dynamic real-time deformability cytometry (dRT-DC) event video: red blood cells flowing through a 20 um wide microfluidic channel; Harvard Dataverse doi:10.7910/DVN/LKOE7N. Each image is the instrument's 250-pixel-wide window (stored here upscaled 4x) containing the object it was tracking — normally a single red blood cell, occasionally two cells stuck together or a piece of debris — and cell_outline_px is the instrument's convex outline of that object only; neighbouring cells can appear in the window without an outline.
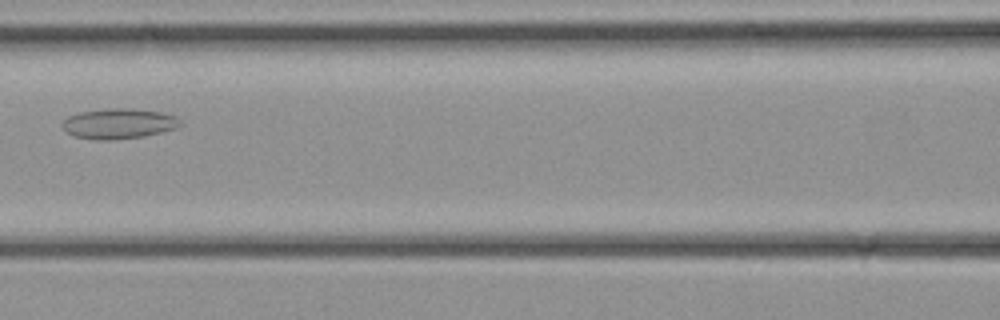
{"species": "common noctule bat (a hibernating species)", "species_latin": "Nyctalus noctula", "temperature_condition": "cold", "stored_images_in_passage": 27, "camera_frame_rate_fps": 3000, "um_per_image_px": 0.085, "animal": {"sex": "female", "body_mass_g": 21.9}, "frame": {"image": 1, "passage_image": 8, "time_ms": 2.333, "image_size_px": [1000, 320], "cell_outline_px": [[184, 124], [176, 128], [144, 136], [112, 140], [96, 140], [76, 136], [64, 132], [60, 124], [68, 116], [80, 112], [112, 108], [132, 108], [160, 112], [176, 116]], "centroid_in_image_um": [10.08, 10.51], "position_along_channel_um": 156.5, "area_um2": 20.92}}
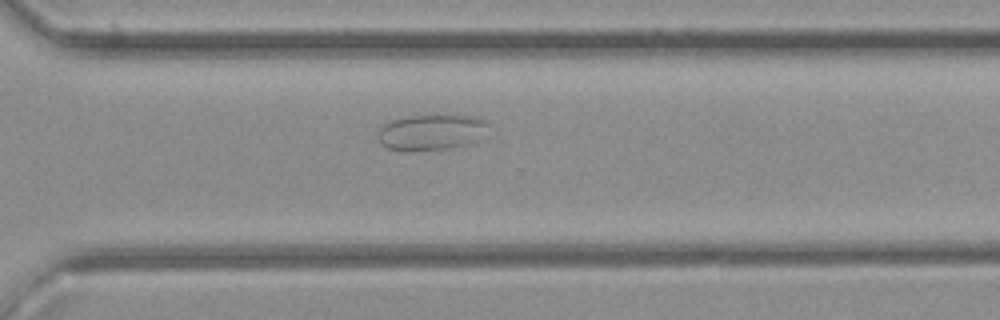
{"frame": {"image": 2, "passage_image": 17, "time_ms": 5.333, "image_size_px": [1000, 320], "cell_outline_px": [[488, 136], [480, 140], [452, 148], [388, 148], [380, 144], [380, 124], [388, 120], [404, 116], [476, 116], [488, 120]], "centroid_in_image_um": [36.76, 11.19], "position_along_channel_um": 333.8, "area_um2": 22.72}}
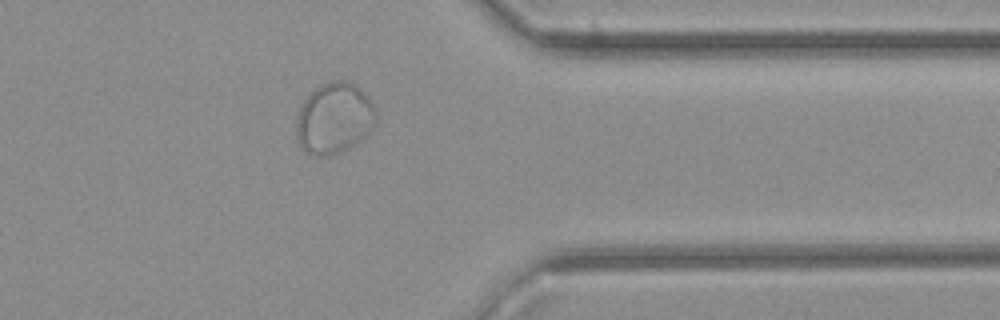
{"frame": {"image": 3, "passage_image": 20, "time_ms": 6.333, "image_size_px": [1000, 320], "cell_outline_px": [[376, 120], [368, 132], [356, 144], [344, 152], [328, 156], [320, 156], [308, 152], [300, 148], [296, 136], [296, 116], [300, 104], [312, 88], [320, 84], [332, 80], [348, 80], [356, 84], [368, 96], [376, 108]], "centroid_in_image_um": [28.38, 10.03], "position_along_channel_um": 383.0, "area_um2": 33.76}}